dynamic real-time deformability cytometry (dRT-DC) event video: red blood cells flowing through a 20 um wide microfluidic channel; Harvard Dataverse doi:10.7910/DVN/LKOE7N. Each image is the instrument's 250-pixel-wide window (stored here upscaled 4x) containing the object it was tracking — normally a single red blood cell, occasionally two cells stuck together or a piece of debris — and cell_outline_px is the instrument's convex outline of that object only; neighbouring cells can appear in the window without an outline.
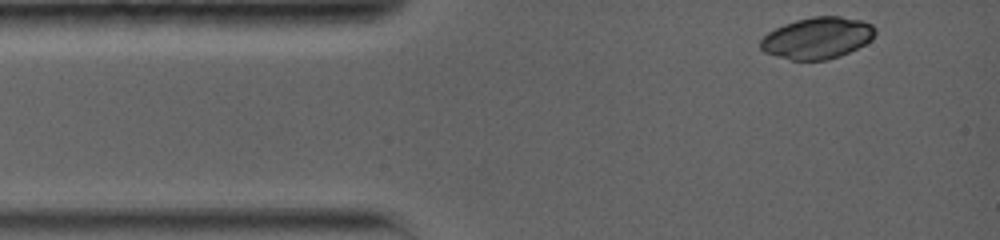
{"species": "common noctule bat (a hibernating species)", "species_latin": "Nyctalus noctula", "temperature_condition": "warm", "stored_images_in_passage": 5, "camera_frame_rate_fps": 5000, "um_per_image_px": 0.085, "animal": {"sex": "female", "body_mass_g": 19.0, "forearm_length_mm": 56.7}, "frame": {"image": 1, "passage_image": 1, "time_ms": 0.0, "image_size_px": [1000, 240], "cell_outline_px": [[876, 32], [872, 40], [840, 56], [828, 60], [792, 60], [776, 56], [764, 52], [760, 48], [760, 40], [768, 32], [784, 24], [796, 20], [812, 16], [840, 16], [864, 20], [872, 24], [876, 28]], "centroid_in_image_um": [69.49, 3.22], "position_along_channel_um": 15.5, "area_um2": 27.92}}